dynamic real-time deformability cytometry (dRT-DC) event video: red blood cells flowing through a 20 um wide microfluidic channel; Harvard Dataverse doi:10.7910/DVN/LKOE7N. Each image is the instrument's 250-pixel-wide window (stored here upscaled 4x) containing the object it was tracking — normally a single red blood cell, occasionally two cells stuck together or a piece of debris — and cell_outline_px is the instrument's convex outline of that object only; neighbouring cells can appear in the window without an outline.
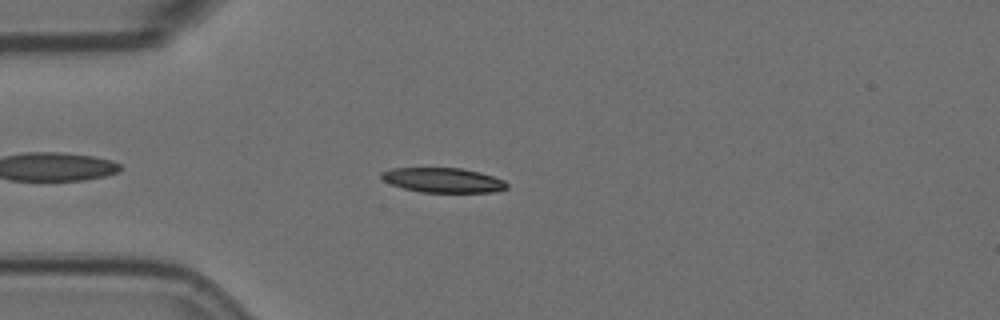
{"species": "Egyptian fruit bat (a non-hibernating species)", "species_latin": "Rousettus aegyptiacus", "temperature_condition": "room temperature", "stored_images_in_passage": 4, "camera_frame_rate_fps": 3000, "um_per_image_px": 0.085, "animal": {"sex": "female"}, "frame": {"image": 1, "passage_image": 4, "time_ms": 1.0, "image_size_px": [1000, 320], "cell_outline_px": [[508, 188], [492, 192], [420, 192], [404, 188], [392, 184], [384, 180], [380, 176], [380, 172], [392, 168], [460, 168], [480, 172], [504, 180], [508, 184]], "centroid_in_image_um": [37.66, 15.31], "position_along_channel_um": 47.3, "area_um2": 17.98}}